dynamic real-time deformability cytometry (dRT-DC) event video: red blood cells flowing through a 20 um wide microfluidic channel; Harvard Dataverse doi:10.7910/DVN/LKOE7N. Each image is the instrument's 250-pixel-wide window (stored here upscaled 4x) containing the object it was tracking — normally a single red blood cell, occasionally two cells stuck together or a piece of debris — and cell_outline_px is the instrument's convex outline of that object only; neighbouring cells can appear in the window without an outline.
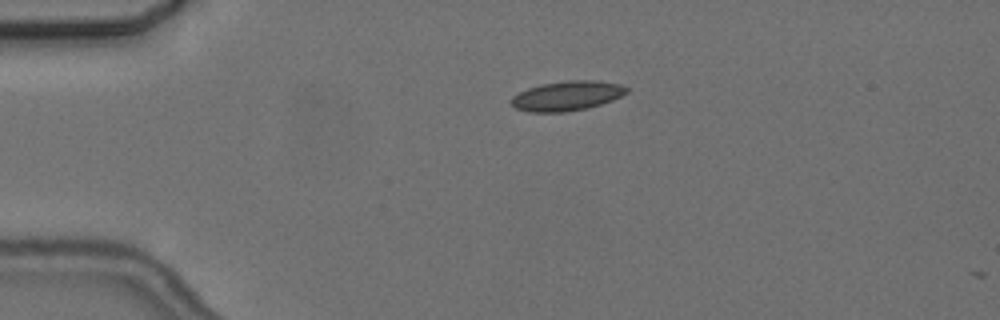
{"species": "common noctule bat (a hibernating species)", "species_latin": "Nyctalus noctula", "temperature_condition": "cold", "stored_images_in_passage": 3, "camera_frame_rate_fps": 3000, "um_per_image_px": 0.085, "animal": {"sex": "female", "body_mass_g": 24.6, "forearm_length_mm": 56.2}, "frame": {"image": 1, "passage_image": 2, "time_ms": 1.0, "image_size_px": [1000, 320], "cell_outline_px": [[628, 92], [612, 100], [588, 108], [564, 112], [528, 112], [516, 108], [508, 100], [512, 96], [528, 88], [540, 84], [568, 80], [596, 80], [620, 84], [628, 88]], "centroid_in_image_um": [48.17, 8.14], "position_along_channel_um": 36.8, "area_um2": 20.0}}